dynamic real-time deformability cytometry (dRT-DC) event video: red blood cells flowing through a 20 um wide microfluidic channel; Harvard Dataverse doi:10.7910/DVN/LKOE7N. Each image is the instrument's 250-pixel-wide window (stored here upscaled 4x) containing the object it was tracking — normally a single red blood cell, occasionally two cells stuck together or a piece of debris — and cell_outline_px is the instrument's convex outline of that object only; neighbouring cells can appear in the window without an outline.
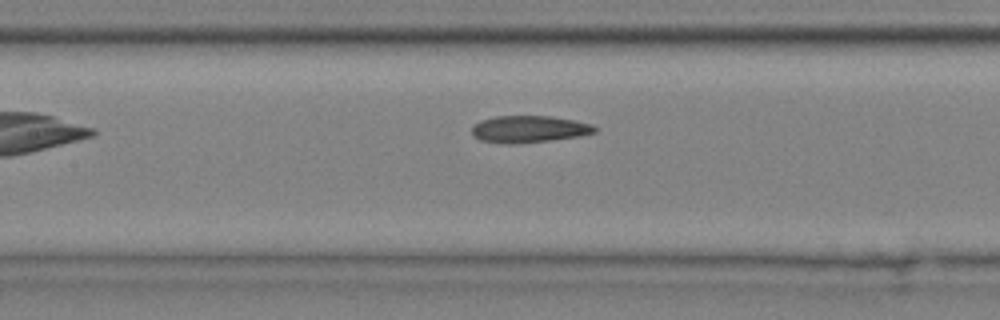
{"species": "common noctule bat (a hibernating species)", "species_latin": "Nyctalus noctula", "temperature_condition": "cold", "stored_images_in_passage": 7, "camera_frame_rate_fps": 3000, "um_per_image_px": 0.085, "animal": {"sex": "male", "body_mass_g": 20.4}, "frame": {"image": 1, "passage_image": 7, "time_ms": 2.0, "image_size_px": [1000, 320], "cell_outline_px": [[596, 132], [580, 136], [552, 140], [508, 144], [480, 140], [472, 136], [472, 128], [480, 120], [496, 116], [552, 116], [592, 124], [596, 128]], "centroid_in_image_um": [44.96, 10.97], "position_along_channel_um": 162.4, "area_um2": 19.19}}